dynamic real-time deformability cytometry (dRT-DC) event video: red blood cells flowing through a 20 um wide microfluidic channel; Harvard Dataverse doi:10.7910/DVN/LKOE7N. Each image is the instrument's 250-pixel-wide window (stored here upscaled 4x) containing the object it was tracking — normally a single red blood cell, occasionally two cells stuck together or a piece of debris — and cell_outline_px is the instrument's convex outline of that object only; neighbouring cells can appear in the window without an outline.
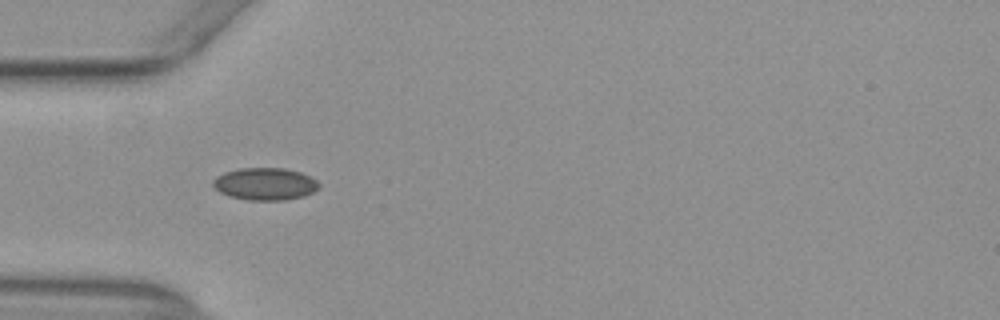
{"species": "common noctule bat (a hibernating species)", "species_latin": "Nyctalus noctula", "temperature_condition": "warm", "stored_images_in_passage": 37, "camera_frame_rate_fps": 3000, "um_per_image_px": 0.085, "animal": {"sex": "female", "body_mass_g": 29.2, "forearm_length_mm": 56.3}, "frame": {"image": 1, "passage_image": 4, "time_ms": 1.0, "image_size_px": [1000, 320], "cell_outline_px": [[320, 188], [304, 196], [284, 200], [248, 200], [228, 196], [220, 192], [212, 184], [212, 180], [216, 176], [224, 172], [240, 168], [284, 168], [300, 172], [316, 180], [320, 184]], "centroid_in_image_um": [22.52, 15.63], "position_along_channel_um": 62.5, "area_um2": 20.0}}
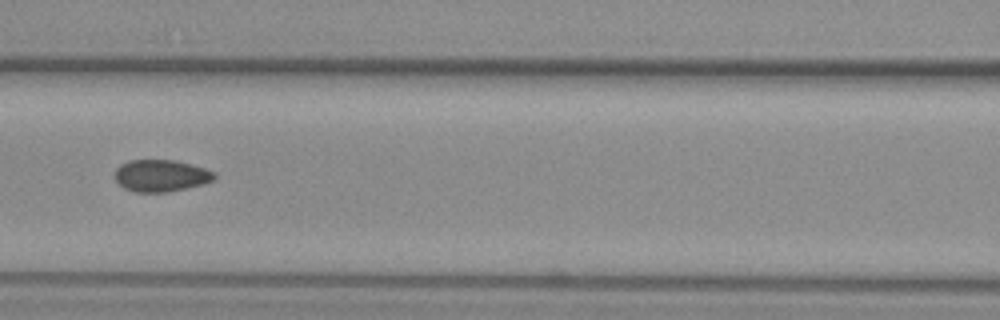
{"frame": {"image": 2, "passage_image": 11, "time_ms": 3.333, "image_size_px": [1000, 320], "cell_outline_px": [[216, 180], [204, 184], [168, 192], [136, 192], [124, 188], [116, 180], [116, 168], [120, 164], [128, 160], [176, 160], [204, 168], [216, 172]], "centroid_in_image_um": [13.72, 14.93], "position_along_channel_um": 152.9, "area_um2": 18.61}}
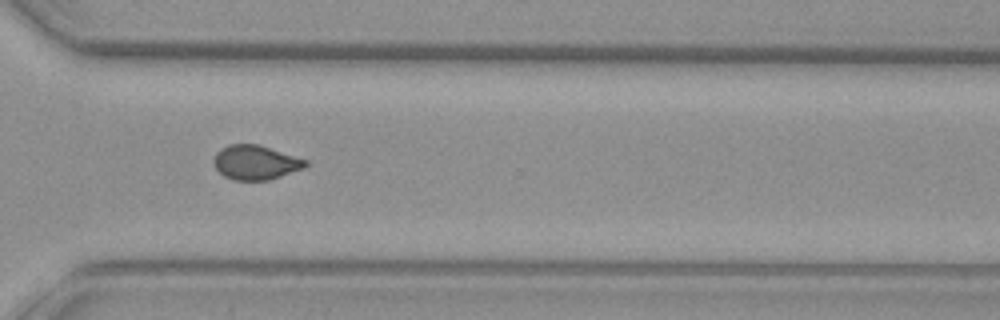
{"frame": {"image": 3, "passage_image": 26, "time_ms": 8.333, "image_size_px": [1000, 320], "cell_outline_px": [[308, 164], [304, 168], [268, 180], [232, 180], [224, 176], [216, 168], [212, 160], [216, 152], [220, 148], [228, 144], [256, 144], [308, 160]], "centroid_in_image_um": [21.69, 13.81], "position_along_channel_um": 348.9, "area_um2": 18.32}, "authors_computed_cell_mechanics": {"area_um2": 18.7272, "velocity_mm_per_s": 3.9264, "shape_relaxation_time_tau1_ms": null, "shape_relaxation_time_tau2_ms": 1.3879, "deformation_change_tau1": null, "deformation_change_tau2": 0.0632}}